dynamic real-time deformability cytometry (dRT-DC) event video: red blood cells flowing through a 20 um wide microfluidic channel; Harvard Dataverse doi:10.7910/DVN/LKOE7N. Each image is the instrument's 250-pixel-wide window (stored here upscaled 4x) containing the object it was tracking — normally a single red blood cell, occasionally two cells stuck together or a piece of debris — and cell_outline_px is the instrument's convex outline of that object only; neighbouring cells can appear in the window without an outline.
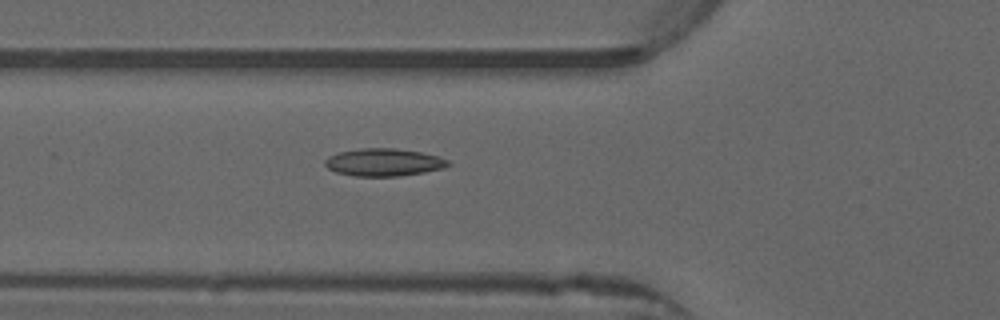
{"species": "common noctule bat (a hibernating species)", "species_latin": "Nyctalus noctula", "temperature_condition": "warm", "stored_images_in_passage": 36, "camera_frame_rate_fps": 3000, "um_per_image_px": 0.085, "animal": {"sex": "male", "forearm_length_mm": 52.5}, "frame": {"image": 1, "passage_image": 6, "time_ms": 1.667, "image_size_px": [1000, 320], "cell_outline_px": [[452, 164], [444, 168], [424, 172], [396, 176], [356, 176], [336, 172], [328, 168], [324, 164], [324, 160], [328, 156], [340, 152], [360, 148], [396, 148], [420, 152], [436, 156], [448, 160]], "centroid_in_image_um": [32.61, 13.79], "position_along_channel_um": 93.2, "area_um2": 19.71}}
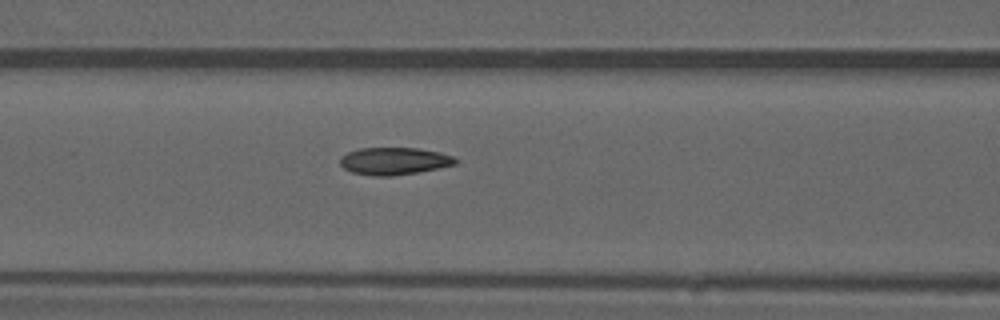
{"frame": {"image": 2, "passage_image": 9, "time_ms": 2.667, "image_size_px": [1000, 320], "cell_outline_px": [[460, 160], [456, 164], [416, 172], [392, 176], [372, 176], [352, 172], [344, 168], [340, 164], [340, 156], [348, 152], [360, 148], [420, 148], [440, 152], [452, 156]], "centroid_in_image_um": [33.5, 13.68], "position_along_channel_um": 133.1, "area_um2": 18.38}}
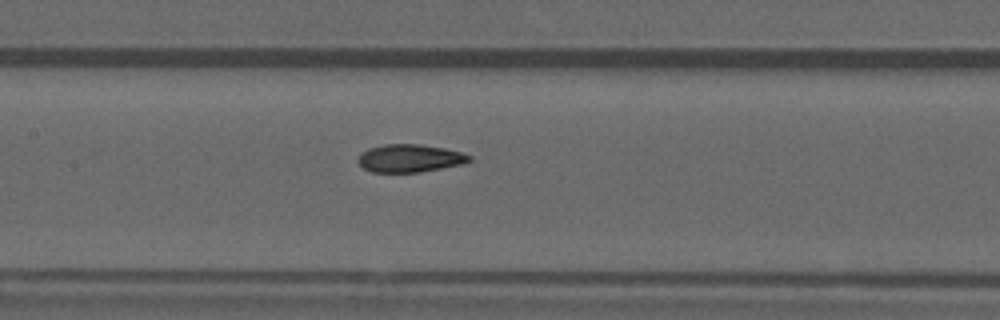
{"frame": {"image": 3, "passage_image": 12, "time_ms": 3.667, "image_size_px": [1000, 320], "cell_outline_px": [[472, 160], [464, 164], [420, 172], [372, 172], [364, 168], [356, 160], [360, 152], [368, 148], [384, 144], [420, 144], [444, 148], [460, 152], [472, 156]], "centroid_in_image_um": [34.82, 13.45], "position_along_channel_um": 172.6, "area_um2": 18.21}, "authors_computed_cell_mechanics": {"area_um2": 18.1203, "velocity_mm_per_s": 3.9431, "shape_relaxation_time_tau1_ms": null, "shape_relaxation_time_tau2_ms": 2.3008, "deformation_change_tau1": null, "deformation_change_tau2": 0.0729}}